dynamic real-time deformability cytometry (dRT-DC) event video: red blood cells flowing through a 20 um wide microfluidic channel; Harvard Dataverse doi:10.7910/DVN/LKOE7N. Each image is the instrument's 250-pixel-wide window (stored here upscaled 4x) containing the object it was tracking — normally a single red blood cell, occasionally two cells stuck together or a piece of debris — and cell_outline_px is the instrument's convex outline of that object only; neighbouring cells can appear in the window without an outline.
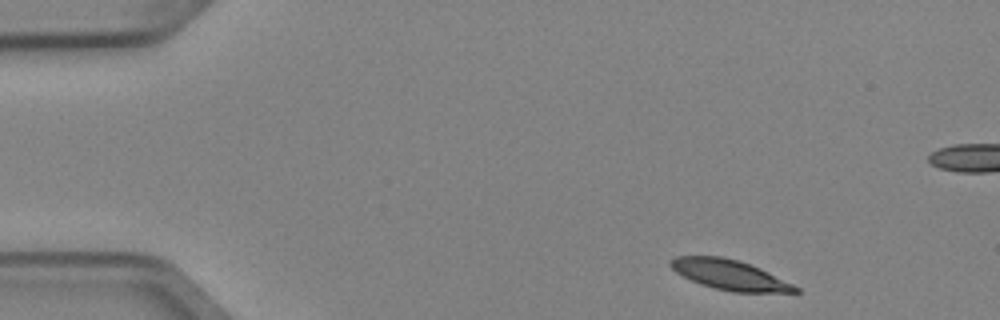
{"species": "Egyptian fruit bat (a non-hibernating species)", "species_latin": "Rousettus aegyptiacus", "temperature_condition": "cold", "stored_images_in_passage": 5, "camera_frame_rate_fps": 3000, "um_per_image_px": 0.085, "animal": {"sex": "female"}, "frame": {"image": 1, "passage_image": 1, "time_ms": 0.0, "image_size_px": [1000, 320], "cell_outline_px": [[800, 292], [732, 292], [700, 284], [676, 272], [668, 264], [668, 260], [676, 256], [720, 256], [736, 260], [760, 268], [800, 288]], "centroid_in_image_um": [61.99, 23.35], "position_along_channel_um": 23.0, "area_um2": 21.5}}
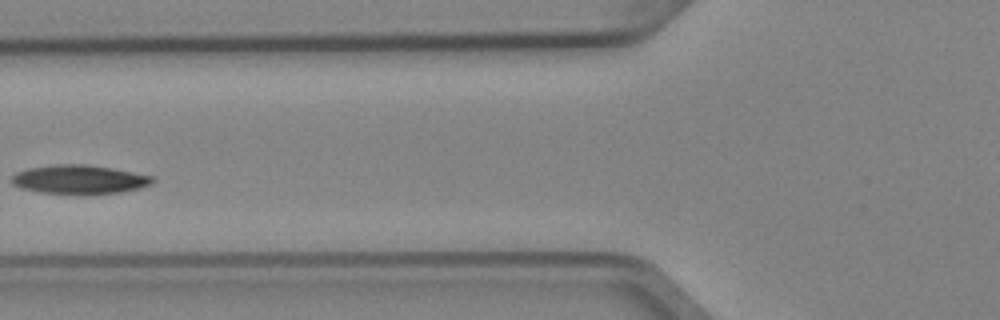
{"frame": {"image": 2, "passage_image": 5, "time_ms": 1.333, "image_size_px": [1000, 320], "cell_outline_px": [[156, 180], [152, 184], [140, 188], [120, 192], [40, 192], [20, 188], [12, 184], [12, 176], [16, 172], [28, 168], [56, 164], [88, 164], [112, 168], [152, 176]], "centroid_in_image_um": [6.74, 15.22], "position_along_channel_um": 119.1, "area_um2": 23.12}}